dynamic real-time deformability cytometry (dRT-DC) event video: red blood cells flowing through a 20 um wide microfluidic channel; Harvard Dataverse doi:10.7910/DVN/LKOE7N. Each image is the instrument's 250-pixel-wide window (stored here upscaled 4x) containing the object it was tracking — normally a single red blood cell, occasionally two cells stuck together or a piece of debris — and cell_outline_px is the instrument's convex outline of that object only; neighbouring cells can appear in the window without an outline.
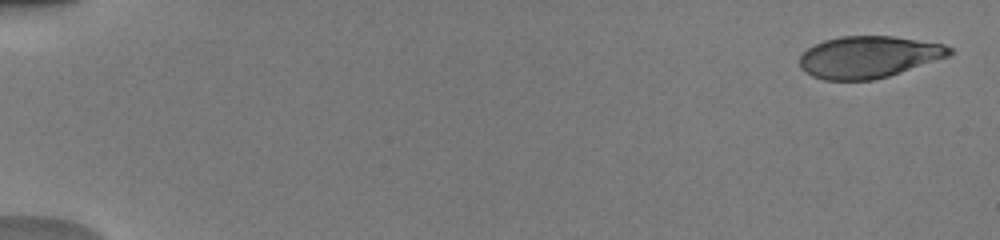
{"species": "human", "species_latin": "Homo sapiens", "temperature_condition": "warm", "stored_images_in_passage": 15, "camera_frame_rate_fps": 3000, "um_per_image_px": 0.085, "donor": {"sex": "male"}, "frame": {"image": 1, "passage_image": 1, "time_ms": 0.0, "image_size_px": [1000, 240], "cell_outline_px": [[952, 52], [948, 56], [888, 76], [872, 80], [824, 80], [812, 76], [804, 72], [800, 68], [800, 56], [808, 48], [824, 40], [840, 36], [892, 36], [944, 44], [952, 48]], "centroid_in_image_um": [73.8, 4.84], "position_along_channel_um": 11.2, "area_um2": 36.3}}
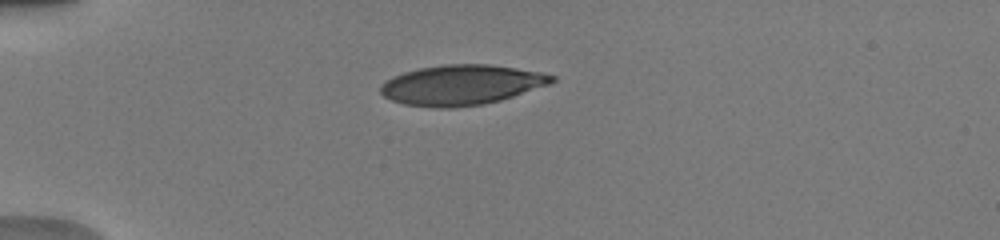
{"frame": {"image": 2, "passage_image": 11, "time_ms": 4.333, "image_size_px": [1000, 240], "cell_outline_px": [[556, 80], [552, 84], [500, 100], [484, 104], [452, 108], [440, 108], [404, 104], [392, 100], [384, 96], [380, 92], [380, 84], [384, 80], [392, 76], [404, 72], [420, 68], [444, 64], [488, 64], [516, 68], [540, 72], [556, 76]], "centroid_in_image_um": [39.22, 7.22], "position_along_channel_um": 45.8, "area_um2": 40.17}}
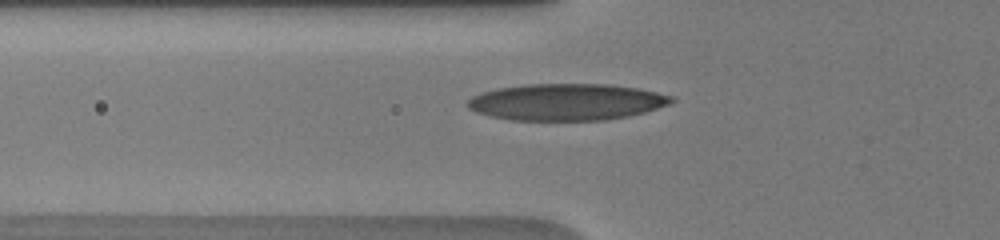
{"frame": {"image": 3, "passage_image": 15, "time_ms": 6.0, "image_size_px": [1000, 240], "cell_outline_px": [[676, 100], [672, 104], [644, 112], [628, 116], [608, 120], [508, 120], [476, 112], [468, 108], [464, 104], [472, 96], [496, 88], [528, 84], [608, 84], [636, 88], [676, 96]], "centroid_in_image_um": [48.18, 8.67], "position_along_channel_um": 77.6, "area_um2": 43.81}}